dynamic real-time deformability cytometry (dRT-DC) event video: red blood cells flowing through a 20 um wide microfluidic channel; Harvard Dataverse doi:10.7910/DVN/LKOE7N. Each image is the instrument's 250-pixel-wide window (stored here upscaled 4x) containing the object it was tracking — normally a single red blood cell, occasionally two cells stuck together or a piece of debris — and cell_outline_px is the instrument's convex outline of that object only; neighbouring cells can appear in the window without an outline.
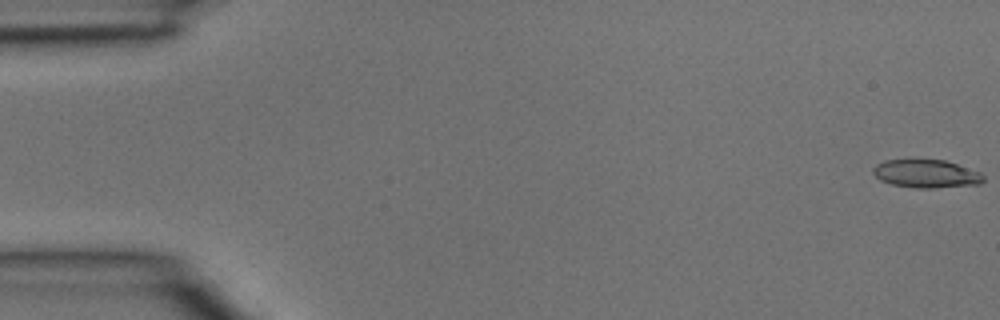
{"species": "common noctule bat (a hibernating species)", "species_latin": "Nyctalus noctula", "temperature_condition": "room temperature", "stored_images_in_passage": 4, "camera_frame_rate_fps": 3000, "um_per_image_px": 0.085, "animal": {"sex": "male", "body_mass_g": 15.6}, "frame": {"image": 1, "passage_image": 1, "time_ms": 0.0, "image_size_px": [1000, 320], "cell_outline_px": [[984, 180], [980, 184], [936, 188], [916, 188], [892, 184], [880, 180], [872, 172], [872, 168], [876, 164], [884, 160], [912, 156], [944, 160], [980, 172], [984, 176]], "centroid_in_image_um": [78.67, 14.71], "position_along_channel_um": 6.3, "area_um2": 18.9}}
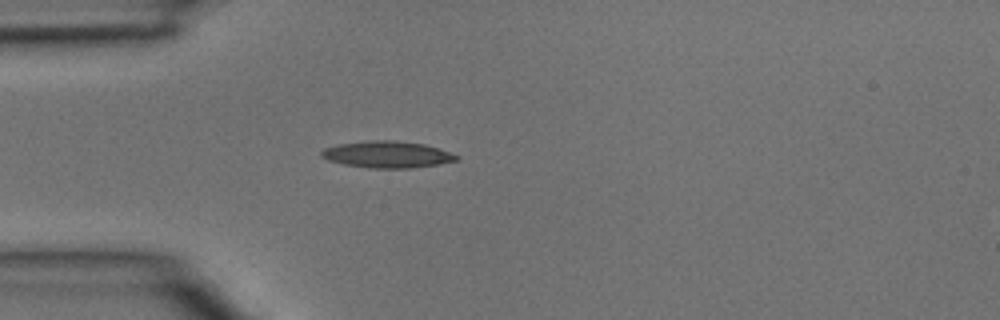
{"frame": {"image": 2, "passage_image": 4, "time_ms": 1.0, "image_size_px": [1000, 320], "cell_outline_px": [[460, 156], [456, 160], [440, 164], [412, 168], [368, 168], [344, 164], [328, 160], [320, 156], [320, 152], [324, 148], [340, 144], [368, 140], [396, 140], [424, 144]], "centroid_in_image_um": [32.89, 13.13], "position_along_channel_um": 52.1, "area_um2": 20.92}}